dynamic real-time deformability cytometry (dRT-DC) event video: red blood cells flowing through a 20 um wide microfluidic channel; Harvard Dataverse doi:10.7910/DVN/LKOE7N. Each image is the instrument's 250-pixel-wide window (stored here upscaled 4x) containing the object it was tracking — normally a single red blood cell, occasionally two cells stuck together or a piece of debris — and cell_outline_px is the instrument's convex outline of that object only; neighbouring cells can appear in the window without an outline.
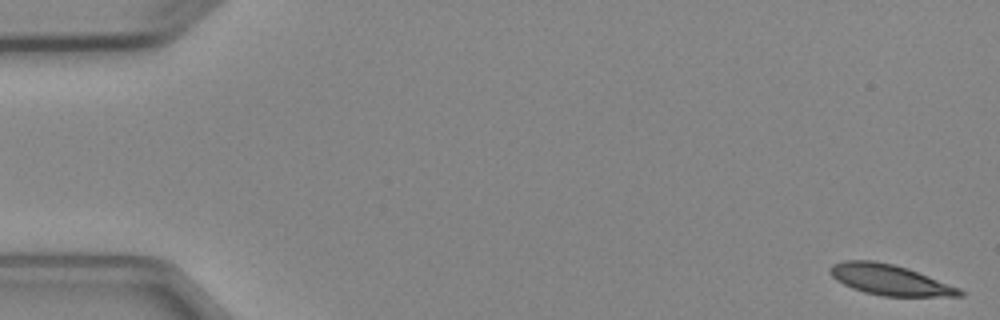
{"species": "Egyptian fruit bat (a non-hibernating species)", "species_latin": "Rousettus aegyptiacus", "temperature_condition": "cold", "stored_images_in_passage": 4, "camera_frame_rate_fps": 3000, "um_per_image_px": 0.085, "animal": {"sex": "female"}, "frame": {"image": 1, "passage_image": 1, "time_ms": 0.0, "image_size_px": [1000, 320], "cell_outline_px": [[964, 296], [884, 296], [864, 292], [852, 288], [836, 280], [828, 272], [828, 268], [832, 264], [844, 260], [872, 260], [896, 264], [908, 268], [960, 288], [964, 292]], "centroid_in_image_um": [75.61, 23.77], "position_along_channel_um": 9.4, "area_um2": 23.18}}
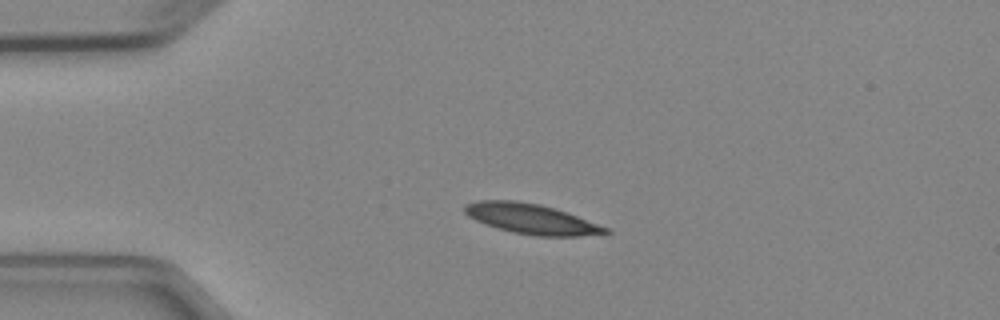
{"frame": {"image": 2, "passage_image": 4, "time_ms": 3.667, "image_size_px": [1000, 320], "cell_outline_px": [[612, 232], [580, 236], [536, 236], [512, 232], [484, 224], [468, 216], [464, 212], [464, 204], [476, 200], [516, 200], [540, 204], [576, 216], [608, 228]], "centroid_in_image_um": [45.09, 18.6], "position_along_channel_um": 39.9, "area_um2": 24.51}}